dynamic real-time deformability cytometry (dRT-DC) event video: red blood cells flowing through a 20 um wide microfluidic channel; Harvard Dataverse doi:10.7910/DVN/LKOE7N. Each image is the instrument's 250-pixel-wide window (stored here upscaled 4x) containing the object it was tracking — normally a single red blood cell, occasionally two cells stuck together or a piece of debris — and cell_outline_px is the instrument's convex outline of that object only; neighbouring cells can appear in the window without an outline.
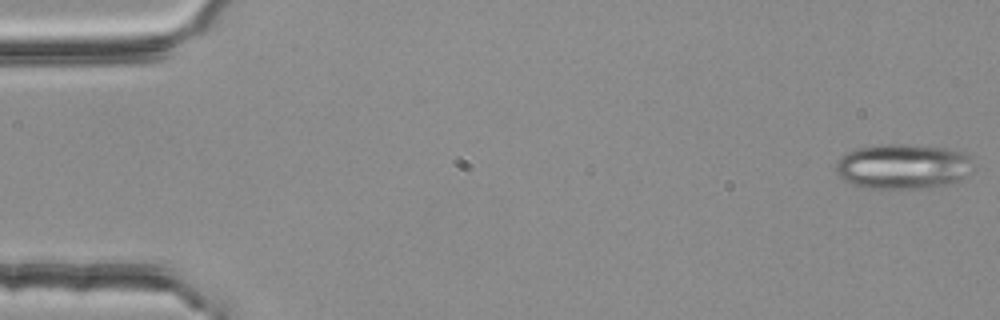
{"species": "common noctule bat (a hibernating species)", "species_latin": "Nyctalus noctula", "temperature_condition": "room temperature", "stored_images_in_passage": 4, "camera_frame_rate_fps": 3000, "um_per_image_px": 0.085, "animal": {"sex": "female", "body_mass_g": 25.1}, "frame": {"image": 1, "passage_image": 1, "time_ms": 0.0, "image_size_px": [1000, 320], "cell_outline_px": [[972, 172], [964, 180], [948, 184], [924, 188], [868, 188], [844, 180], [836, 176], [836, 160], [840, 156], [856, 148], [884, 144], [904, 144], [948, 148], [964, 152], [968, 156]], "centroid_in_image_um": [76.75, 14.14], "position_along_channel_um": 8.2, "area_um2": 36.3}}